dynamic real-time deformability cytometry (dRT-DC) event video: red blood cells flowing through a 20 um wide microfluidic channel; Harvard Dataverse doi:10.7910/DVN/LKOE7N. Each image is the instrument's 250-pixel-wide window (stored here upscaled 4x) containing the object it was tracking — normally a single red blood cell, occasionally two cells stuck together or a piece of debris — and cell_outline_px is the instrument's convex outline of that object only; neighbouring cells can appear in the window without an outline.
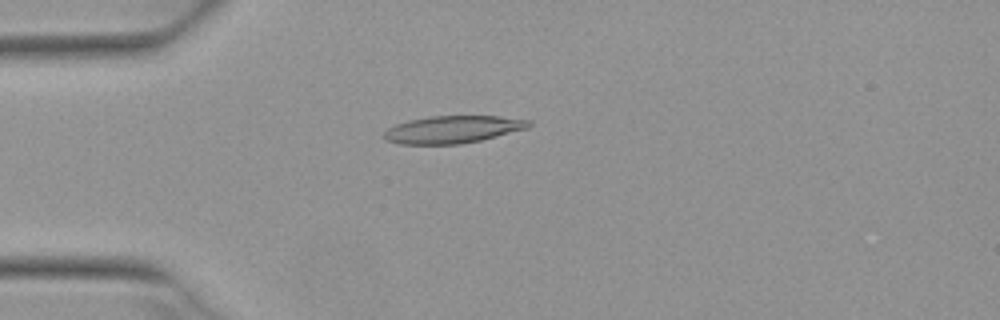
{"species": "Egyptian fruit bat (a non-hibernating species)", "species_latin": "Rousettus aegyptiacus", "temperature_condition": "warm", "stored_images_in_passage": 1, "camera_frame_rate_fps": 3000, "um_per_image_px": 0.085, "animal": {"sex": "female"}, "frame": {"image": 1, "passage_image": 1, "time_ms": 0.0, "image_size_px": [1000, 320], "cell_outline_px": [[532, 124], [528, 128], [480, 140], [460, 144], [400, 144], [384, 140], [380, 136], [388, 128], [396, 124], [408, 120], [428, 116], [500, 116], [532, 120]], "centroid_in_image_um": [38.45, 11.0], "position_along_channel_um": 46.5, "area_um2": 23.29}}